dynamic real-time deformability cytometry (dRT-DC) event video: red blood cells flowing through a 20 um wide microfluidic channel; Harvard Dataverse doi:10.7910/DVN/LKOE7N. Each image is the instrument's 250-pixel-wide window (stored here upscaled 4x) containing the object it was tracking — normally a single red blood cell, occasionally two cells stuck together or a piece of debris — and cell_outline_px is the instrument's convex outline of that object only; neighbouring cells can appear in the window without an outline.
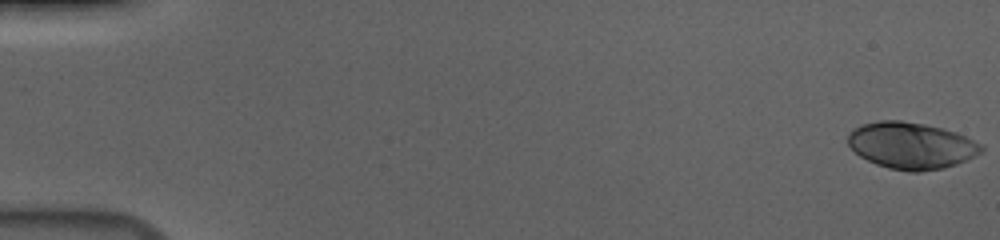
{"species": "human", "species_latin": "Homo sapiens", "temperature_condition": "cold", "stored_images_in_passage": 57, "camera_frame_rate_fps": 3000, "um_per_image_px": 0.085, "donor": {"sex": "male"}, "frame": {"image": 1, "passage_image": 1, "time_ms": 0.0, "image_size_px": [1000, 240], "cell_outline_px": [[984, 148], [980, 152], [956, 164], [944, 168], [920, 172], [908, 172], [888, 168], [876, 164], [860, 156], [848, 144], [848, 132], [852, 128], [864, 124], [880, 120], [900, 120], [924, 124], [944, 128], [956, 132], [980, 144]], "centroid_in_image_um": [77.42, 12.37], "position_along_channel_um": 7.6, "area_um2": 36.07}}
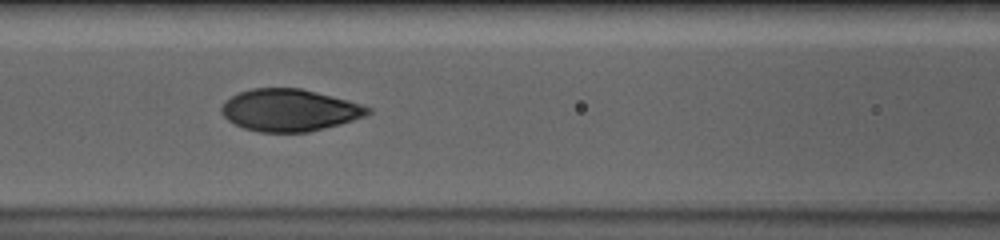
{"frame": {"image": 2, "passage_image": 26, "time_ms": 8.333, "image_size_px": [1000, 240], "cell_outline_px": [[372, 112], [364, 116], [352, 120], [308, 132], [260, 132], [244, 128], [228, 120], [220, 112], [220, 108], [224, 100], [240, 92], [252, 88], [300, 88], [348, 100], [372, 108]], "centroid_in_image_um": [24.57, 9.36], "position_along_channel_um": 142.0, "area_um2": 35.66}}
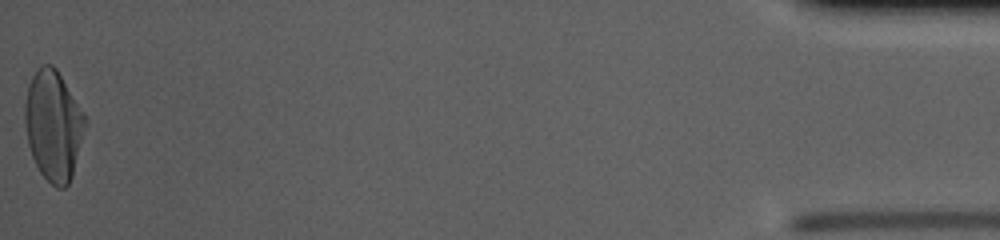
{"frame": {"image": 3, "passage_image": 57, "time_ms": 18.667, "image_size_px": [1000, 240], "cell_outline_px": [[88, 120], [72, 176], [68, 184], [64, 188], [56, 188], [40, 172], [32, 156], [28, 144], [24, 120], [24, 104], [28, 84], [32, 76], [40, 64], [52, 64], [56, 68], [84, 112]], "centroid_in_image_um": [4.54, 10.64], "position_along_channel_um": 430.7, "area_um2": 38.9}, "authors_computed_cell_mechanics": {"area_um2": 36.1828, "velocity_mm_per_s": 3.6852, "shape_relaxation_time_tau1_ms": 3.7801, "shape_relaxation_time_tau2_ms": null, "deformation_change_tau1": 0.1849, "deformation_change_tau2": null}}